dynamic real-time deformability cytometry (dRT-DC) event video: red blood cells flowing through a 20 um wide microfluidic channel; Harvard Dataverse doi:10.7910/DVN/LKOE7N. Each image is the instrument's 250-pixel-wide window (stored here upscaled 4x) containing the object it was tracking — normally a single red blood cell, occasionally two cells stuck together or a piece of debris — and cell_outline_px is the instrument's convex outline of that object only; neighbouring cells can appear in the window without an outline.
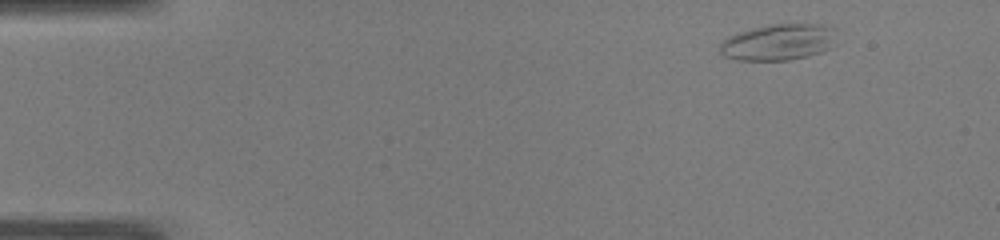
{"species": "common noctule bat (a hibernating species)", "species_latin": "Nyctalus noctula", "temperature_condition": "warm", "stored_images_in_passage": 46, "camera_frame_rate_fps": 3000, "um_per_image_px": 0.085, "animal": {"sex": "male", "body_mass_g": 19.0, "forearm_length_mm": 50.8}, "frame": {"image": 1, "passage_image": 1, "time_ms": 0.0, "image_size_px": [1000, 240], "cell_outline_px": [[836, 28], [828, 48], [820, 52], [788, 60], [736, 60], [724, 56], [720, 52], [720, 44], [728, 36], [752, 28], [768, 24], [824, 24]], "centroid_in_image_um": [66.11, 3.57], "position_along_channel_um": 18.9, "area_um2": 24.33}}
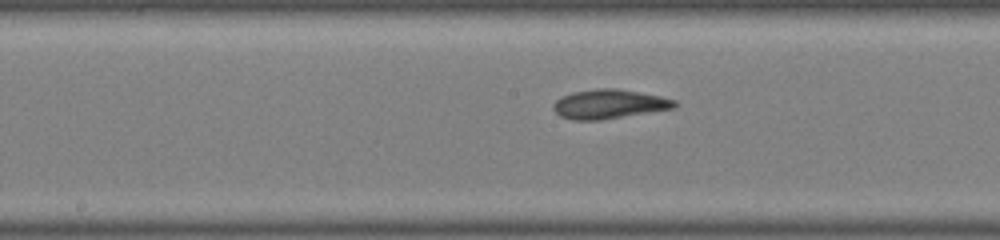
{"frame": {"image": 2, "passage_image": 22, "time_ms": 7.0, "image_size_px": [1000, 240], "cell_outline_px": [[680, 104], [676, 108], [600, 120], [572, 120], [560, 116], [552, 108], [552, 104], [560, 96], [572, 92], [600, 88], [616, 88], [660, 96], [676, 100]], "centroid_in_image_um": [51.78, 8.85], "position_along_channel_um": 196.4, "area_um2": 20.81}}
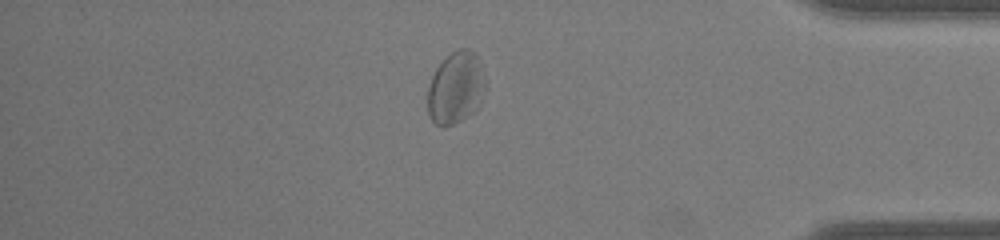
{"frame": {"image": 3, "passage_image": 39, "time_ms": 12.667, "image_size_px": [1000, 240], "cell_outline_px": [[488, 88], [480, 104], [468, 116], [444, 128], [436, 124], [432, 120], [428, 112], [428, 84], [436, 68], [452, 52], [460, 48], [468, 48], [476, 56], [480, 64], [488, 84]], "centroid_in_image_um": [38.77, 7.48], "position_along_channel_um": 396.4, "area_um2": 24.39}, "authors_computed_cell_mechanics": {"area_um2": 21.5305, "velocity_mm_per_s": 4.0159, "shape_relaxation_time_tau1_ms": 4.8884, "shape_relaxation_time_tau2_ms": 2.3288, "deformation_change_tau1": 0.1266, "deformation_change_tau2": 0.0903}}